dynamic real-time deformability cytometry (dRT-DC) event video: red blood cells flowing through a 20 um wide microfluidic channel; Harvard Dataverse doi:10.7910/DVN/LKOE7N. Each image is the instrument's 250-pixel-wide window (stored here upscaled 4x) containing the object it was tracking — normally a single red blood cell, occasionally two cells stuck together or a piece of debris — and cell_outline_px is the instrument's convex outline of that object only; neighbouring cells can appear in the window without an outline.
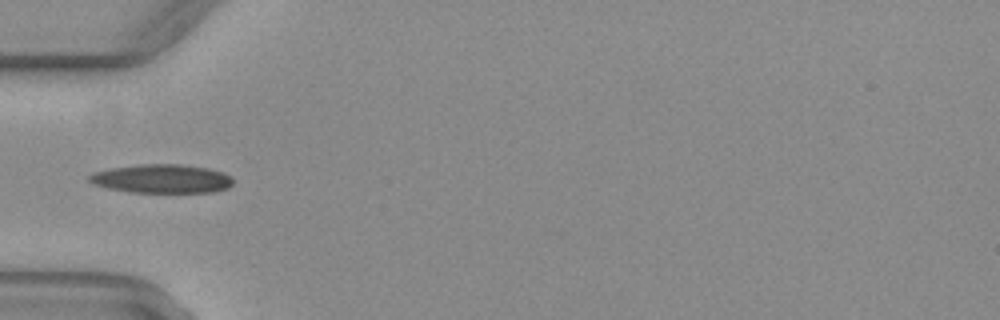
{"species": "common noctule bat (a hibernating species)", "species_latin": "Nyctalus noctula", "temperature_condition": "warm", "stored_images_in_passage": 3, "camera_frame_rate_fps": 3000, "um_per_image_px": 0.085, "animal": {"sex": "female", "body_mass_g": 29.2, "forearm_length_mm": 56.3}, "frame": {"image": 1, "passage_image": 1, "time_ms": 0.0, "image_size_px": [1000, 320], "cell_outline_px": [[232, 184], [228, 188], [212, 192], [132, 192], [108, 188], [92, 184], [88, 180], [88, 176], [92, 172], [112, 168], [140, 164], [180, 164], [208, 168], [224, 172], [232, 176]], "centroid_in_image_um": [13.75, 15.19], "position_along_channel_um": 71.2, "area_um2": 24.16}}